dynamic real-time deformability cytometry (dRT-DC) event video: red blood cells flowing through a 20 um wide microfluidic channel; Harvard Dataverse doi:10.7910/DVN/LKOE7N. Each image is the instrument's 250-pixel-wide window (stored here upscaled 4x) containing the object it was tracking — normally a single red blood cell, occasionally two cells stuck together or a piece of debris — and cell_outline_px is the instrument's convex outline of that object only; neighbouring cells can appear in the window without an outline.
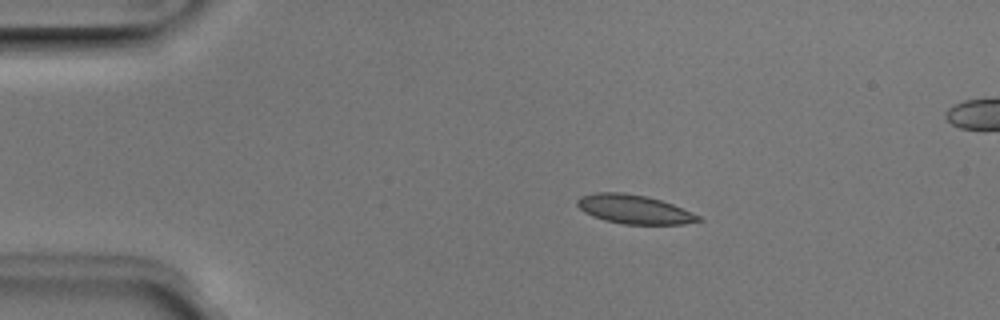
{"species": "Egyptian fruit bat (a non-hibernating species)", "species_latin": "Rousettus aegyptiacus", "temperature_condition": "room temperature", "stored_images_in_passage": 43, "camera_frame_rate_fps": 3000, "um_per_image_px": 0.085, "animal": {"sex": "male"}, "frame": {"image": 1, "passage_image": 1, "time_ms": 0.0, "image_size_px": [1000, 320], "cell_outline_px": [[704, 220], [684, 224], [624, 224], [604, 220], [592, 216], [584, 212], [576, 204], [576, 200], [580, 196], [596, 192], [620, 192], [648, 196], [672, 204], [692, 212], [700, 216]], "centroid_in_image_um": [53.89, 17.79], "position_along_channel_um": 31.1, "area_um2": 20.46}}
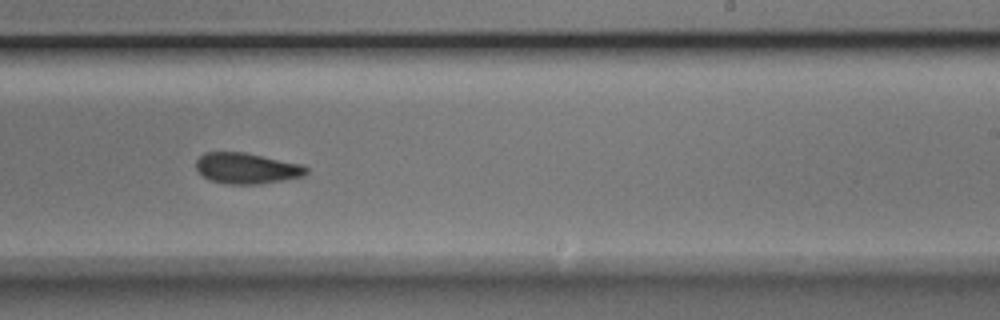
{"frame": {"image": 2, "passage_image": 23, "time_ms": 7.333, "image_size_px": [1000, 320], "cell_outline_px": [[308, 172], [304, 176], [256, 184], [224, 184], [208, 180], [196, 168], [196, 160], [204, 152], [244, 152], [304, 164], [308, 168]], "centroid_in_image_um": [20.97, 14.3], "position_along_channel_um": 268.0, "area_um2": 19.88}}
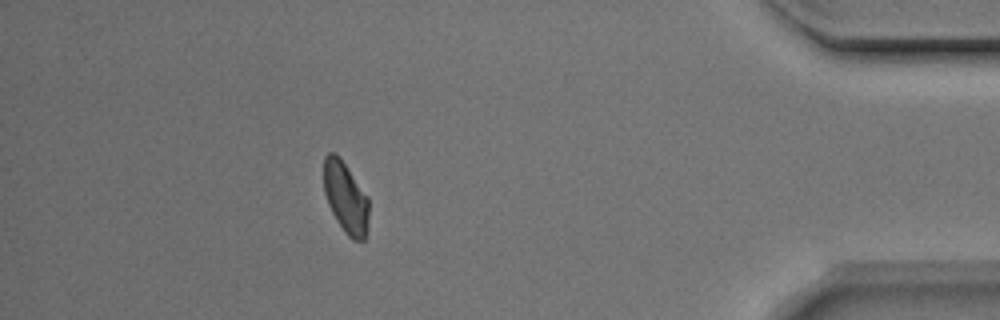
{"frame": {"image": 3, "passage_image": 37, "time_ms": 12.0, "image_size_px": [1000, 320], "cell_outline_px": [[368, 216], [364, 240], [352, 240], [348, 236], [336, 220], [328, 204], [324, 192], [324, 156], [328, 152], [336, 152], [340, 156], [368, 196]], "centroid_in_image_um": [29.36, 16.74], "position_along_channel_um": 405.8, "area_um2": 18.73}, "authors_computed_cell_mechanics": {"area_um2": 19.9988, "velocity_mm_per_s": 3.9598, "shape_relaxation_time_tau1_ms": 8.8619, "shape_relaxation_time_tau2_ms": 3.4441, "deformation_change_tau1": 0.1646, "deformation_change_tau2": 0.075}}